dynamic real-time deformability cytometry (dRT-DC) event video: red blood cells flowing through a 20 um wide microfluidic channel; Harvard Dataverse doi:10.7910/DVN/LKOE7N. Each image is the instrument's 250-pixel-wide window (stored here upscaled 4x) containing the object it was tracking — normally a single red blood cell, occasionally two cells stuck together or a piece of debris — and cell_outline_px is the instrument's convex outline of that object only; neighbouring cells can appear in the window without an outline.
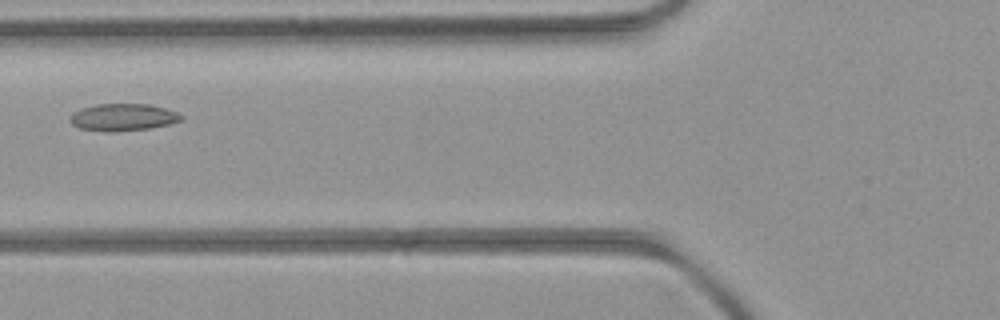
{"species": "common noctule bat (a hibernating species)", "species_latin": "Nyctalus noctula", "temperature_condition": "room temperature", "stored_images_in_passage": 4, "camera_frame_rate_fps": 3000, "um_per_image_px": 0.085, "animal": {"sex": "female", "body_mass_g": 21.9}, "frame": {"image": 1, "passage_image": 4, "time_ms": 3.333, "image_size_px": [1000, 320], "cell_outline_px": [[184, 120], [168, 124], [148, 128], [112, 132], [80, 128], [72, 124], [68, 120], [72, 112], [80, 108], [96, 104], [148, 104], [164, 108], [176, 112], [184, 116]], "centroid_in_image_um": [10.43, 9.96], "position_along_channel_um": 115.4, "area_um2": 17.57}}